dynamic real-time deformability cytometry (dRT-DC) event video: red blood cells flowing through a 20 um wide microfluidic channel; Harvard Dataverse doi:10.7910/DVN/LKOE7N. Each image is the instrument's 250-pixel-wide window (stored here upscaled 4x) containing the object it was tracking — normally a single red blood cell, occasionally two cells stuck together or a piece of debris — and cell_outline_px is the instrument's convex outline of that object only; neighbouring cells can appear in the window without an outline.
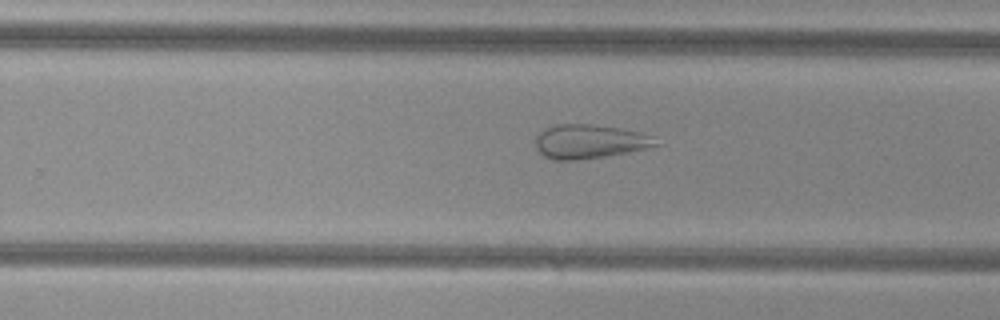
{"species": "common noctule bat (a hibernating species)", "species_latin": "Nyctalus noctula", "temperature_condition": "cold", "stored_images_in_passage": 36, "camera_frame_rate_fps": 3000, "um_per_image_px": 0.085, "animal": {"sex": "female", "body_mass_g": 29.2, "forearm_length_mm": 56.3}, "frame": {"image": 1, "passage_image": 23, "time_ms": 7.333, "image_size_px": [1000, 320], "cell_outline_px": [[660, 144], [648, 148], [628, 152], [604, 156], [576, 160], [552, 160], [544, 156], [536, 148], [536, 136], [544, 128], [556, 124], [592, 124], [620, 128], [644, 132], [652, 136]], "centroid_in_image_um": [50.11, 12.02], "position_along_channel_um": 279.7, "area_um2": 23.99}}
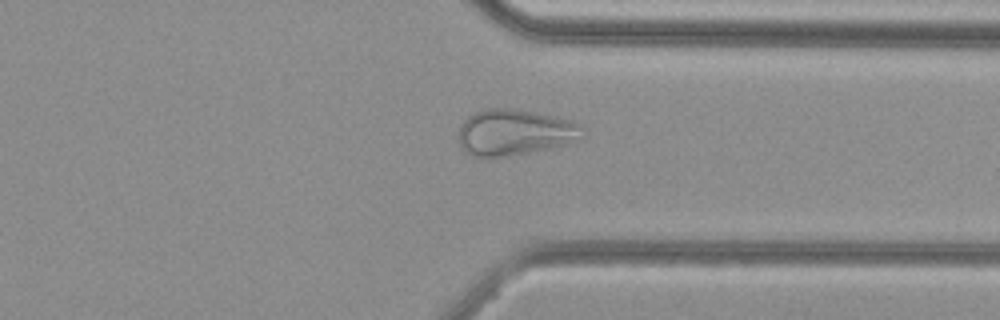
{"frame": {"image": 2, "passage_image": 30, "time_ms": 9.667, "image_size_px": [1000, 320], "cell_outline_px": [[588, 132], [584, 136], [572, 144], [556, 148], [504, 156], [472, 156], [464, 152], [456, 136], [460, 124], [468, 116], [476, 112], [488, 108], [508, 108], [536, 112], [572, 120], [580, 124]], "centroid_in_image_um": [43.8, 11.25], "position_along_channel_um": 367.6, "area_um2": 33.99}}
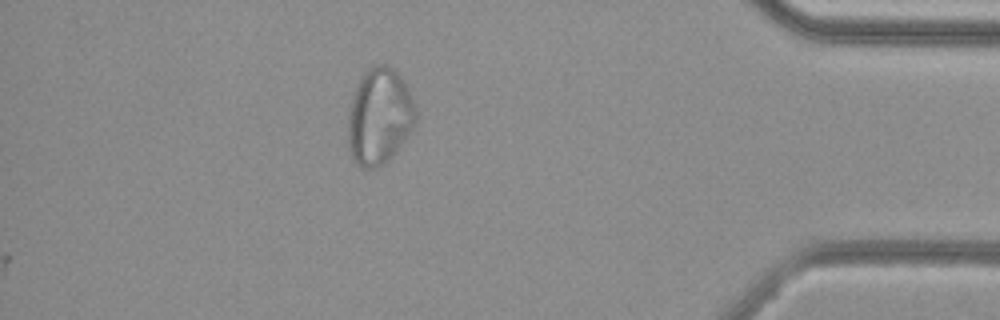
{"frame": {"image": 3, "passage_image": 36, "time_ms": 11.667, "image_size_px": [1000, 320], "cell_outline_px": [[416, 124], [412, 132], [392, 156], [388, 160], [376, 168], [360, 168], [356, 164], [348, 152], [348, 116], [352, 96], [356, 84], [360, 76], [372, 64], [388, 64], [400, 76], [408, 88], [416, 108]], "centroid_in_image_um": [32.24, 9.9], "position_along_channel_um": 403.0, "area_um2": 38.73}}